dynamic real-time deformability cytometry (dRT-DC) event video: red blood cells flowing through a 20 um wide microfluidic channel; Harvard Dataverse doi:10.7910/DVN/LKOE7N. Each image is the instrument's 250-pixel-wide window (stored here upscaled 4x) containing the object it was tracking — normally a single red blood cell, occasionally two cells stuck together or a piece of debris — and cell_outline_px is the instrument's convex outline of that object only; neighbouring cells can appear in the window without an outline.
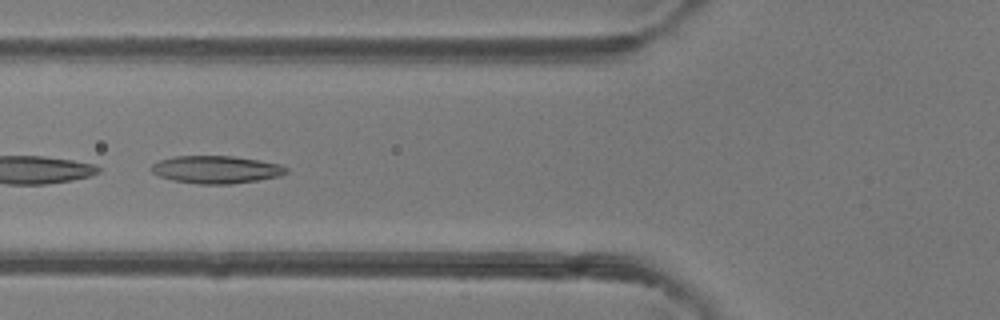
{"species": "common noctule bat (a hibernating species)", "species_latin": "Nyctalus noctula", "temperature_condition": "room temperature", "stored_images_in_passage": 30, "camera_frame_rate_fps": 3000, "um_per_image_px": 0.085, "animal": {"sex": "female"}, "frame": {"image": 1, "passage_image": 18, "time_ms": 5.667, "image_size_px": [1000, 320], "cell_outline_px": [[288, 172], [280, 176], [232, 184], [200, 184], [172, 180], [160, 176], [152, 172], [152, 164], [160, 160], [176, 156], [232, 156], [260, 160], [280, 164], [288, 168]], "centroid_in_image_um": [18.4, 14.41], "position_along_channel_um": 107.4, "area_um2": 21.62}}